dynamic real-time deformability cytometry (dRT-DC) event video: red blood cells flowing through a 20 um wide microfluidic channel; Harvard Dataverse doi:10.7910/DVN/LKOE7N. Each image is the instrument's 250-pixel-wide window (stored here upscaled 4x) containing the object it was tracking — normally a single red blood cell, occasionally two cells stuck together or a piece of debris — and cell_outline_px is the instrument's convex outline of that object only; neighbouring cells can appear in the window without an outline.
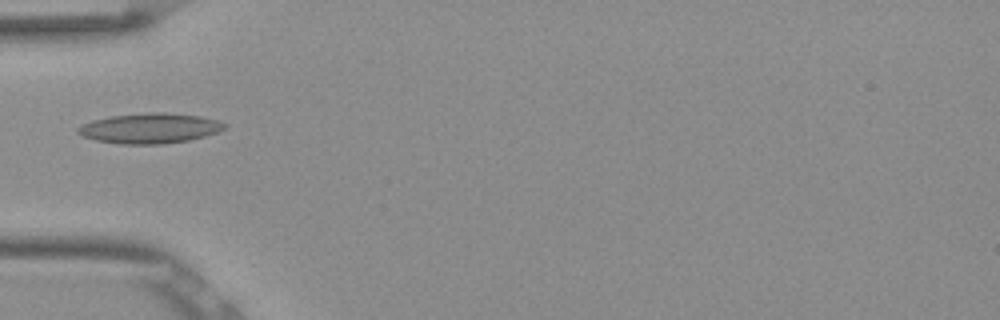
{"species": "Egyptian fruit bat (a non-hibernating species)", "species_latin": "Rousettus aegyptiacus", "temperature_condition": "room temperature", "stored_images_in_passage": 9, "camera_frame_rate_fps": 3000, "um_per_image_px": 0.085, "frame": {"image": 1, "passage_image": 1, "time_ms": 0.0, "image_size_px": [1000, 320], "cell_outline_px": [[228, 124], [224, 128], [216, 132], [204, 136], [188, 140], [164, 144], [120, 144], [96, 140], [84, 136], [76, 132], [76, 128], [80, 124], [92, 120], [108, 116], [148, 112], [164, 112], [200, 116], [220, 120]], "centroid_in_image_um": [12.71, 10.89], "position_along_channel_um": 72.3, "area_um2": 25.95}}
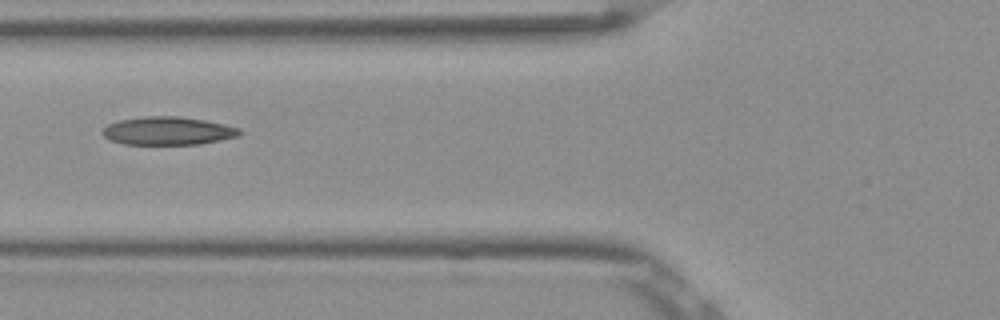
{"frame": {"image": 2, "passage_image": 4, "time_ms": 1.0, "image_size_px": [1000, 320], "cell_outline_px": [[244, 132], [240, 136], [200, 144], [124, 144], [108, 140], [100, 132], [108, 124], [120, 120], [144, 116], [180, 116], [204, 120], [224, 124], [240, 128]], "centroid_in_image_um": [14.29, 11.12], "position_along_channel_um": 111.5, "area_um2": 22.66}}
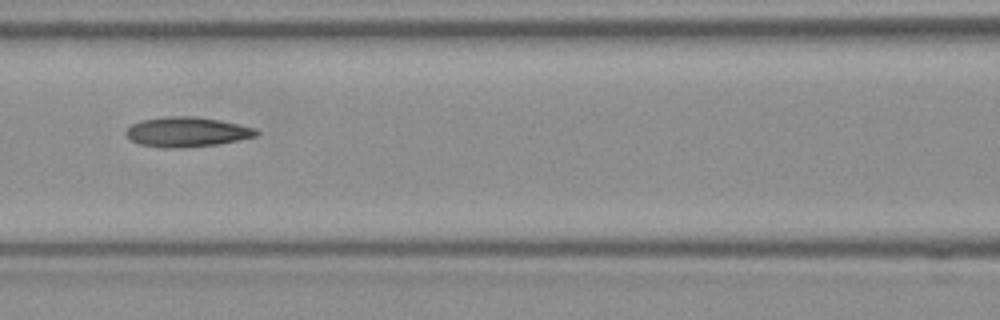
{"frame": {"image": 3, "passage_image": 7, "time_ms": 2.0, "image_size_px": [1000, 320], "cell_outline_px": [[260, 132], [256, 136], [216, 144], [184, 148], [160, 148], [140, 144], [132, 140], [124, 132], [132, 124], [140, 120], [164, 116], [192, 116], [220, 120], [256, 128]], "centroid_in_image_um": [15.86, 11.21], "position_along_channel_um": 150.7, "area_um2": 22.66}}